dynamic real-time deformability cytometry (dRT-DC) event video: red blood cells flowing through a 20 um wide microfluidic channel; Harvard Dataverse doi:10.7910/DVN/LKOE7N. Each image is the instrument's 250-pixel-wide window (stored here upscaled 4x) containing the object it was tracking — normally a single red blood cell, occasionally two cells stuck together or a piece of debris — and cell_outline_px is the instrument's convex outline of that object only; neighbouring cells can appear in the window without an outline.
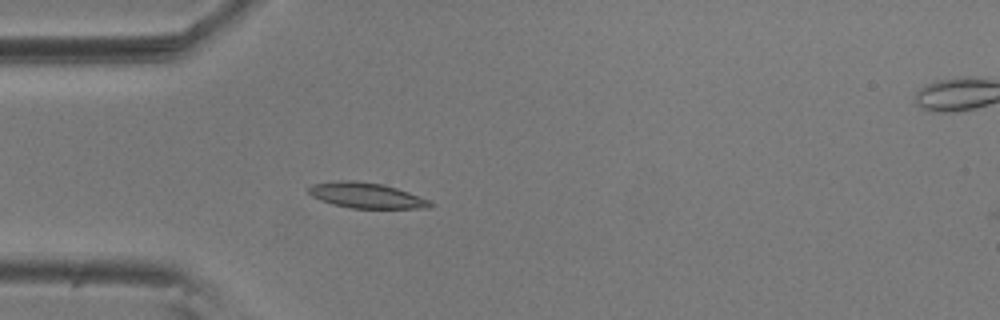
{"species": "common noctule bat (a hibernating species)", "species_latin": "Nyctalus noctula", "temperature_condition": "room temperature", "stored_images_in_passage": 17, "camera_frame_rate_fps": 3000, "um_per_image_px": 0.085, "animal": {"sex": "male", "body_mass_g": 20.5, "forearm_length_mm": 52.5}, "frame": {"image": 1, "passage_image": 16, "time_ms": 5.0, "image_size_px": [1000, 320], "cell_outline_px": [[436, 204], [428, 208], [352, 208], [332, 204], [320, 200], [312, 196], [308, 192], [308, 188], [312, 184], [340, 180], [356, 180], [384, 184], [408, 192], [428, 200]], "centroid_in_image_um": [31.12, 16.6], "position_along_channel_um": 53.9, "area_um2": 18.03}}